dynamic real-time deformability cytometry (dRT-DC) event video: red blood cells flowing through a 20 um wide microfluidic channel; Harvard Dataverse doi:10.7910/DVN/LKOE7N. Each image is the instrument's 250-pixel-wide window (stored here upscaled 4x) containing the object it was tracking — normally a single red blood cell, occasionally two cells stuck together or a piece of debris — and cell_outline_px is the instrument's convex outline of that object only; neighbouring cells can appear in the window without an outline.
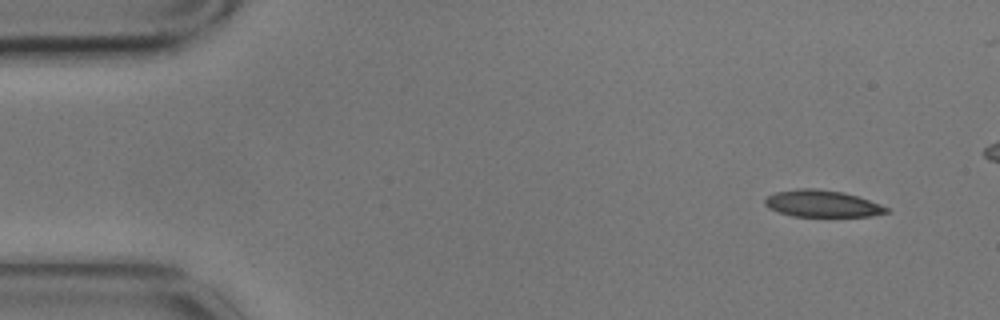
{"species": "common noctule bat (a hibernating species)", "species_latin": "Nyctalus noctula", "temperature_condition": "cold", "stored_images_in_passage": 4, "camera_frame_rate_fps": 3000, "um_per_image_px": 0.085, "animal": {"sex": "male", "body_mass_g": 17.9}, "frame": {"image": 1, "passage_image": 1, "time_ms": 0.0, "image_size_px": [1000, 320], "cell_outline_px": [[892, 212], [872, 216], [792, 216], [768, 208], [764, 204], [764, 200], [768, 196], [776, 192], [796, 188], [816, 188], [844, 192], [880, 204], [888, 208]], "centroid_in_image_um": [69.89, 17.3], "position_along_channel_um": 15.1, "area_um2": 19.02}}